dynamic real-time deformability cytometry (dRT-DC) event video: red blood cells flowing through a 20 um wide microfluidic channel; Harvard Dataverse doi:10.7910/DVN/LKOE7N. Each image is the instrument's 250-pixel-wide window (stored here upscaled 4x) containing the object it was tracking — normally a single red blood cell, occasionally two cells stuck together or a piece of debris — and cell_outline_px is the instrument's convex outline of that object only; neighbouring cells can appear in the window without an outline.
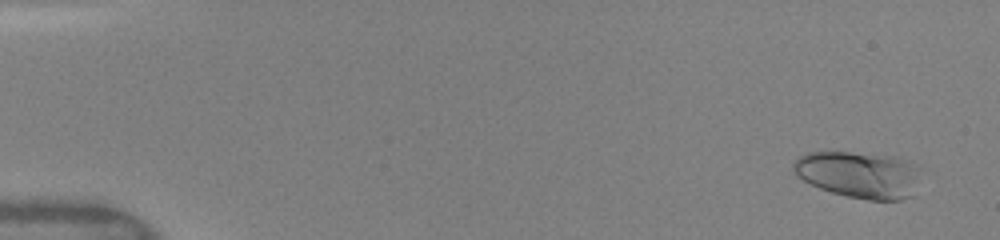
{"species": "human", "species_latin": "Homo sapiens", "temperature_condition": "warm", "stored_images_in_passage": 50, "camera_frame_rate_fps": 3000, "um_per_image_px": 0.085, "donor": {"sex": "female"}, "frame": {"image": 1, "passage_image": 3, "time_ms": 0.667, "image_size_px": [1000, 240], "cell_outline_px": [[920, 168], [912, 196], [900, 200], [868, 200], [848, 196], [832, 192], [820, 188], [796, 176], [792, 172], [792, 164], [800, 156], [808, 152], [848, 152], [896, 156], [908, 160], [916, 164]], "centroid_in_image_um": [73.01, 14.83], "position_along_channel_um": 12.0, "area_um2": 34.68}}
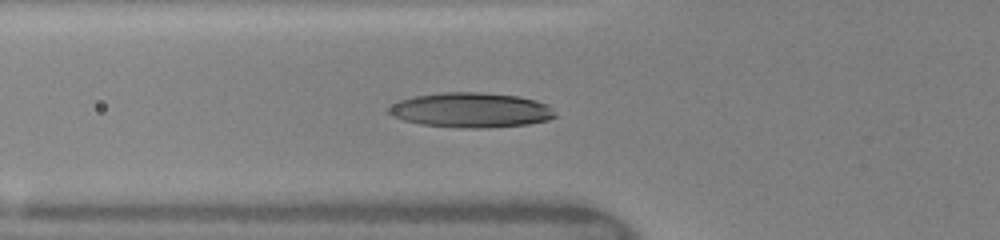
{"frame": {"image": 2, "passage_image": 19, "time_ms": 6.0, "image_size_px": [1000, 240], "cell_outline_px": [[556, 116], [548, 120], [528, 124], [488, 128], [472, 128], [420, 124], [404, 120], [392, 116], [384, 112], [384, 108], [400, 100], [416, 96], [444, 92], [480, 92], [520, 96], [536, 100], [548, 104]], "centroid_in_image_um": [40.0, 9.35], "position_along_channel_um": 85.8, "area_um2": 33.93}}
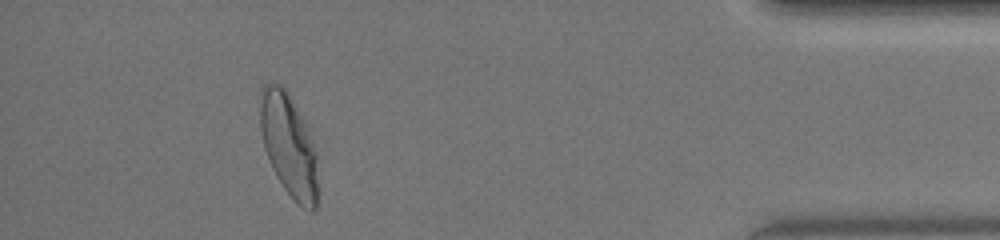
{"frame": {"image": 3, "passage_image": 46, "time_ms": 15.0, "image_size_px": [1000, 240], "cell_outline_px": [[316, 208], [312, 212], [296, 204], [284, 188], [276, 176], [272, 168], [264, 148], [260, 128], [260, 88], [264, 84], [276, 84], [284, 88], [304, 120], [312, 140], [316, 152]], "centroid_in_image_um": [24.52, 12.36], "position_along_channel_um": 410.7, "area_um2": 34.22}, "authors_computed_cell_mechanics": {"area_um2": 32.5703, "velocity_mm_per_s": 4.1082, "shape_relaxation_time_tau1_ms": 9.3255, "shape_relaxation_time_tau2_ms": 1.1746, "deformation_change_tau1": 0.2979, "deformation_change_tau2": 0.0708}}